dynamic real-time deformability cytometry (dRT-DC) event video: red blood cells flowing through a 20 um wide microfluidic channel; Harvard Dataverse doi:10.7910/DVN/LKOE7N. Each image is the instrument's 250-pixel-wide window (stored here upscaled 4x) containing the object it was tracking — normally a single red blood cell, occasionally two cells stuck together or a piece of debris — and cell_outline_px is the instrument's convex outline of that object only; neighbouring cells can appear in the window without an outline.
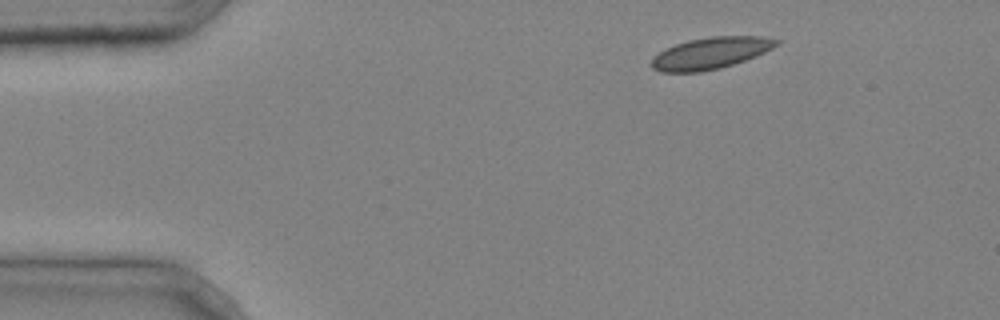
{"species": "common noctule bat (a hibernating species)", "species_latin": "Nyctalus noctula", "temperature_condition": "cold", "stored_images_in_passage": 3, "camera_frame_rate_fps": 3000, "um_per_image_px": 0.085, "animal": {"sex": "male", "body_mass_g": 20.4}, "frame": {"image": 1, "passage_image": 1, "time_ms": 0.0, "image_size_px": [1000, 320], "cell_outline_px": [[780, 44], [756, 56], [720, 68], [700, 72], [660, 72], [652, 68], [648, 64], [664, 48], [688, 40], [712, 36], [764, 36], [780, 40]], "centroid_in_image_um": [60.4, 4.51], "position_along_channel_um": 24.6, "area_um2": 23.06}}
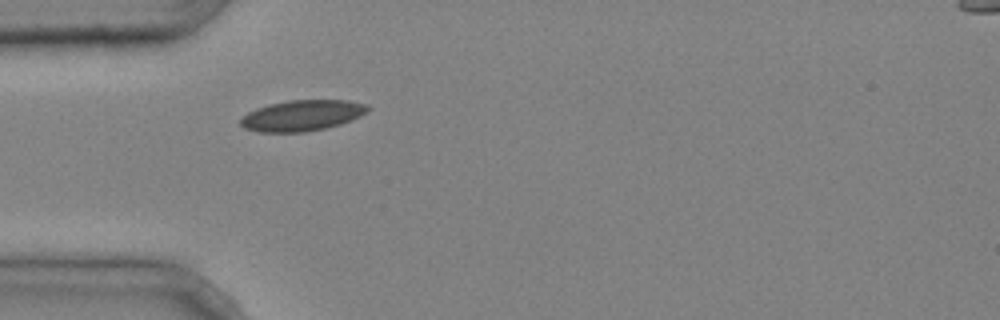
{"frame": {"image": 2, "passage_image": 3, "time_ms": 0.667, "image_size_px": [1000, 320], "cell_outline_px": [[372, 108], [368, 112], [352, 120], [328, 128], [304, 132], [256, 132], [244, 128], [240, 124], [240, 120], [248, 112], [256, 108], [268, 104], [288, 100], [348, 100], [368, 104]], "centroid_in_image_um": [25.71, 9.81], "position_along_channel_um": 59.3, "area_um2": 23.18}}